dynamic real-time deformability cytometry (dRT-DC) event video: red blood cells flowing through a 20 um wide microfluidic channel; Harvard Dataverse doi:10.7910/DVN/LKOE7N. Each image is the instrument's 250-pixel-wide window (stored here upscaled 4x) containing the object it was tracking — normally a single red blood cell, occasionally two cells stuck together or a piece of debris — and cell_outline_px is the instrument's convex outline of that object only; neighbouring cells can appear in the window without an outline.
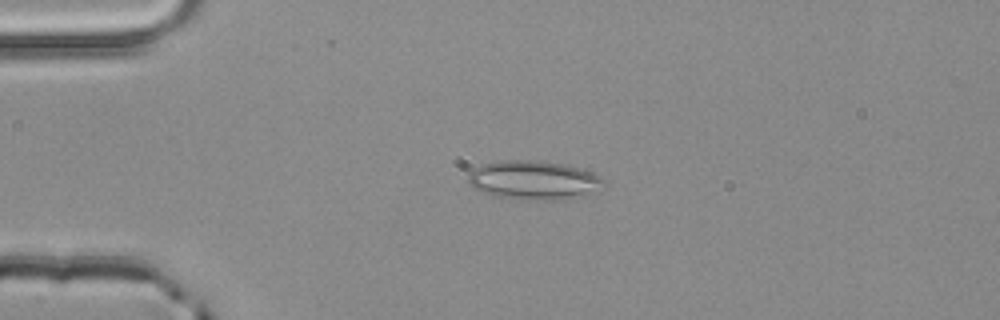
{"species": "common noctule bat (a hibernating species)", "species_latin": "Nyctalus noctula", "temperature_condition": "room temperature", "stored_images_in_passage": 2, "camera_frame_rate_fps": 3000, "um_per_image_px": 0.085, "animal": {"sex": "male", "body_mass_g": 20.4}, "frame": {"image": 1, "passage_image": 1, "time_ms": 0.0, "image_size_px": [1000, 320], "cell_outline_px": [[608, 184], [600, 192], [556, 200], [516, 200], [496, 196], [480, 192], [468, 180], [468, 172], [484, 164], [504, 160], [532, 160], [560, 164], [576, 168], [600, 176]], "centroid_in_image_um": [45.4, 15.34], "position_along_channel_um": 39.6, "area_um2": 30.75}}